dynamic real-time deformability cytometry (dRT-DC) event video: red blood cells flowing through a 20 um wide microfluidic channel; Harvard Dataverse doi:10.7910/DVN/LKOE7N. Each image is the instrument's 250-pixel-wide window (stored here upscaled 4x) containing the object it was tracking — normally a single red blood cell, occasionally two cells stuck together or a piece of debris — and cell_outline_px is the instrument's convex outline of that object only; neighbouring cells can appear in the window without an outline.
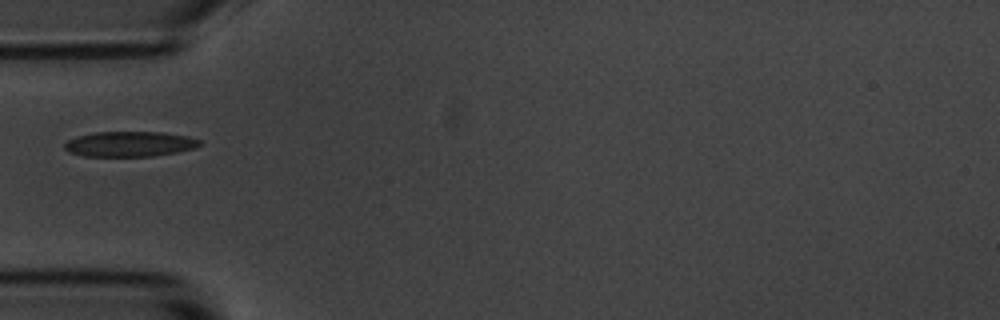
{"species": "common noctule bat (a hibernating species)", "species_latin": "Nyctalus noctula", "temperature_condition": "room temperature", "stored_images_in_passage": 6, "camera_frame_rate_fps": 3000, "um_per_image_px": 0.085, "animal": {"sex": "male", "body_mass_g": 20.1, "forearm_length_mm": 53.5}, "frame": {"image": 1, "passage_image": 6, "time_ms": 1.667, "image_size_px": [1000, 320], "cell_outline_px": [[200, 144], [196, 148], [176, 152], [152, 156], [84, 156], [68, 152], [64, 148], [64, 144], [68, 140], [80, 136], [96, 132], [164, 132], [188, 136], [200, 140]], "centroid_in_image_um": [11.03, 12.24], "position_along_channel_um": 74.0, "area_um2": 19.77}}